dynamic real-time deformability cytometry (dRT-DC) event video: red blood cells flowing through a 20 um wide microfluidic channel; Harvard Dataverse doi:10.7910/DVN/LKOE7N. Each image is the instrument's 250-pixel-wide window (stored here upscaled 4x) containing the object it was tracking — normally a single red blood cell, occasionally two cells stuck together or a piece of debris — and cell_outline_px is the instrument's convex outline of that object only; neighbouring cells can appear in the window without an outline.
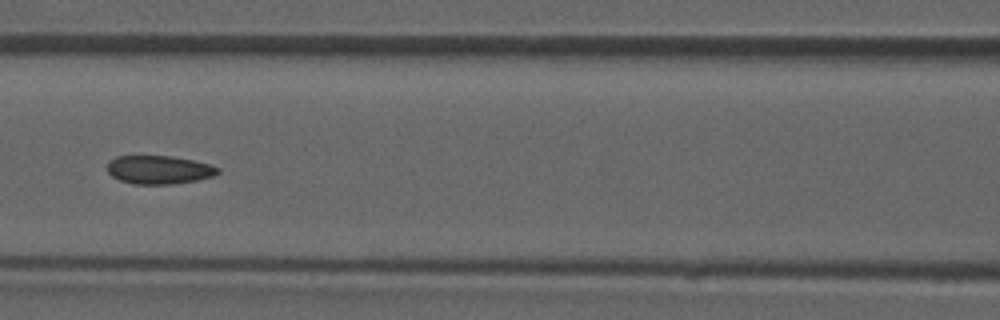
{"species": "common noctule bat (a hibernating species)", "species_latin": "Nyctalus noctula", "temperature_condition": "room temperature", "stored_images_in_passage": 46, "camera_frame_rate_fps": 3000, "um_per_image_px": 0.085, "animal": {"sex": "male", "forearm_length_mm": 52.5}, "frame": {"image": 1, "passage_image": 20, "time_ms": 6.333, "image_size_px": [1000, 320], "cell_outline_px": [[220, 172], [212, 176], [196, 180], [172, 184], [132, 184], [120, 180], [112, 176], [108, 172], [108, 160], [116, 156], [172, 156], [196, 160], [212, 164], [220, 168]], "centroid_in_image_um": [13.53, 14.42], "position_along_channel_um": 153.1, "area_um2": 18.5}}